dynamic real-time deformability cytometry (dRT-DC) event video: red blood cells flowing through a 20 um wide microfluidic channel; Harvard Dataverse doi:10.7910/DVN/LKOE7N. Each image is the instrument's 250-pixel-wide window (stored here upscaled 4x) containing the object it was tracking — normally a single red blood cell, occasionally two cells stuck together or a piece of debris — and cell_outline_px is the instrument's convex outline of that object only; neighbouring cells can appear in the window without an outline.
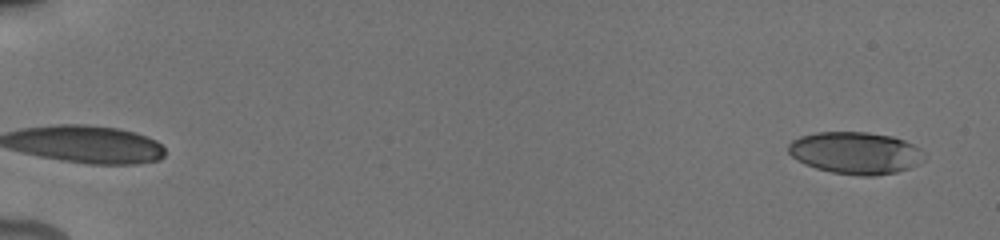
{"species": "human", "species_latin": "Homo sapiens", "temperature_condition": "cold", "stored_images_in_passage": 2, "camera_frame_rate_fps": 3000, "um_per_image_px": 0.085, "donor": {"sex": "male"}, "frame": {"image": 1, "passage_image": 2, "time_ms": 1.0, "image_size_px": [1000, 240], "cell_outline_px": [[924, 160], [908, 168], [896, 172], [876, 176], [860, 176], [832, 172], [816, 168], [804, 164], [796, 160], [788, 152], [788, 144], [792, 140], [800, 136], [816, 132], [868, 132], [892, 136], [904, 140], [920, 148], [924, 156]], "centroid_in_image_um": [72.69, 12.99], "position_along_channel_um": 12.3, "area_um2": 33.41}}